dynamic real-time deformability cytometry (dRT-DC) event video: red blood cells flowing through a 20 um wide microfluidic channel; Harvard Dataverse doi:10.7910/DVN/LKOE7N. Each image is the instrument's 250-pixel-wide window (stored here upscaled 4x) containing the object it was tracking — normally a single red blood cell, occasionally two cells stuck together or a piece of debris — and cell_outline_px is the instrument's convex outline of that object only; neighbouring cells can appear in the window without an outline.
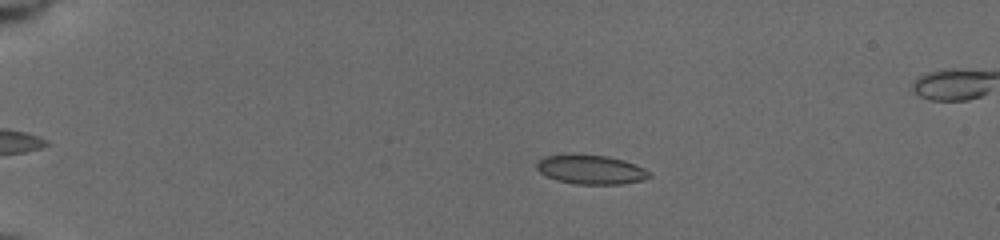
{"species": "common noctule bat (a hibernating species)", "species_latin": "Nyctalus noctula", "temperature_condition": "cold", "stored_images_in_passage": 49, "camera_frame_rate_fps": 3000, "um_per_image_px": 0.085, "animal": {"sex": "female", "body_mass_g": 19.5, "forearm_length_mm": 54.1}, "frame": {"image": 1, "passage_image": 12, "time_ms": 4.0, "image_size_px": [1000, 240], "cell_outline_px": [[652, 176], [640, 180], [620, 184], [576, 184], [560, 180], [548, 176], [540, 172], [536, 168], [536, 164], [544, 156], [572, 152], [608, 156], [624, 160], [636, 164], [644, 168]], "centroid_in_image_um": [50.2, 14.37], "position_along_channel_um": 34.8, "area_um2": 19.36}}
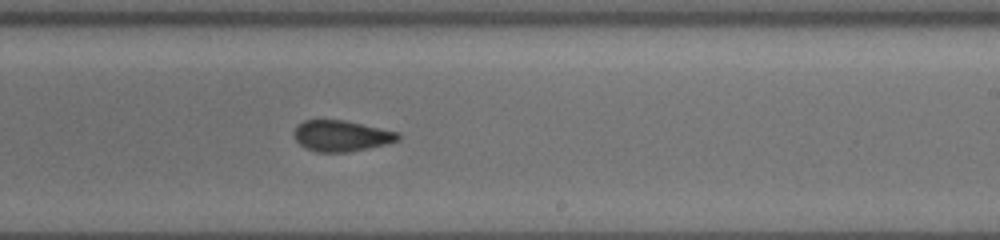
{"frame": {"image": 2, "passage_image": 32, "time_ms": 11.667, "image_size_px": [1000, 240], "cell_outline_px": [[400, 140], [368, 148], [348, 152], [316, 152], [300, 144], [296, 140], [292, 132], [304, 120], [344, 120], [396, 132], [400, 136]], "centroid_in_image_um": [28.99, 11.55], "position_along_channel_um": 260.0, "area_um2": 18.44}}
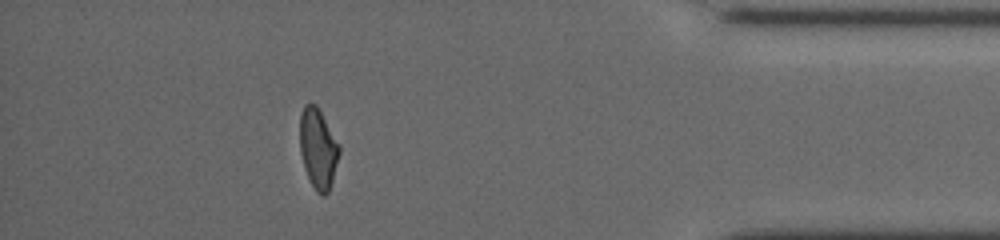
{"frame": {"image": 3, "passage_image": 45, "time_ms": 16.333, "image_size_px": [1000, 240], "cell_outline_px": [[340, 152], [332, 180], [328, 192], [324, 196], [320, 196], [316, 192], [304, 168], [300, 152], [300, 112], [304, 104], [316, 104], [340, 144]], "centroid_in_image_um": [27.03, 12.61], "position_along_channel_um": 408.2, "area_um2": 18.44}, "authors_computed_cell_mechanics": {"area_um2": 18.8428, "velocity_mm_per_s": 3.898, "shape_relaxation_time_tau1_ms": 4.5189, "shape_relaxation_time_tau2_ms": 1.0379, "deformation_change_tau1": 0.114, "deformation_change_tau2": 0.034}}